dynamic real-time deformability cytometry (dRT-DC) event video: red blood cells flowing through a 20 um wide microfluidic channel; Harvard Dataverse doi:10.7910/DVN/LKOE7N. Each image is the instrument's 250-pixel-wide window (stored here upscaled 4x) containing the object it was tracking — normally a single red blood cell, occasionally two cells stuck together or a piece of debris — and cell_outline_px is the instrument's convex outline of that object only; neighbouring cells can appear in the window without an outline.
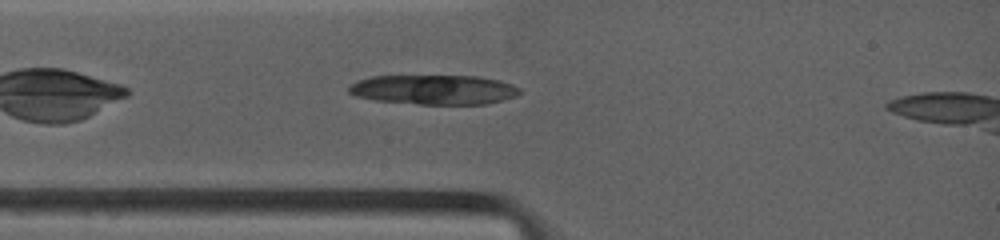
{"species": "common noctule bat (a hibernating species)", "species_latin": "Nyctalus noctula", "temperature_condition": "warm", "stored_images_in_passage": 5, "camera_frame_rate_fps": 4500, "um_per_image_px": 0.085, "animal": {"sex": "female", "body_mass_g": 19.0, "forearm_length_mm": 53.3}, "frame": {"image": 1, "passage_image": 3, "time_ms": 1.333, "image_size_px": [1000, 240], "cell_outline_px": [[520, 92], [516, 96], [488, 104], [420, 104], [376, 100], [356, 96], [348, 92], [348, 84], [356, 80], [372, 76], [476, 76], [500, 80], [512, 84], [520, 88]], "centroid_in_image_um": [36.87, 7.61], "position_along_channel_um": 48.1, "area_um2": 29.59}}
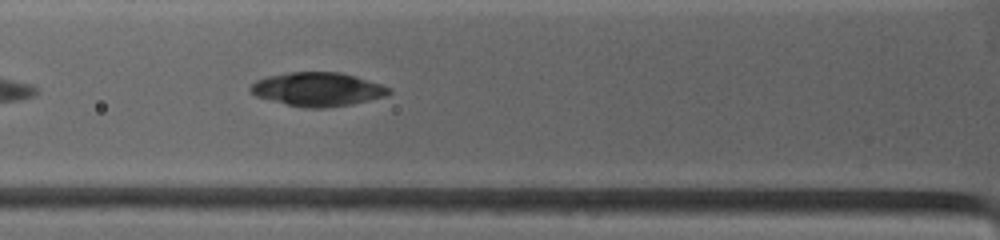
{"frame": {"image": 2, "passage_image": 5, "time_ms": 2.667, "image_size_px": [1000, 240], "cell_outline_px": [[392, 92], [384, 96], [352, 104], [324, 108], [304, 108], [256, 96], [248, 88], [256, 80], [264, 76], [292, 72], [340, 72], [356, 76], [392, 88]], "centroid_in_image_um": [27.0, 7.58], "position_along_channel_um": 98.8, "area_um2": 27.11}}